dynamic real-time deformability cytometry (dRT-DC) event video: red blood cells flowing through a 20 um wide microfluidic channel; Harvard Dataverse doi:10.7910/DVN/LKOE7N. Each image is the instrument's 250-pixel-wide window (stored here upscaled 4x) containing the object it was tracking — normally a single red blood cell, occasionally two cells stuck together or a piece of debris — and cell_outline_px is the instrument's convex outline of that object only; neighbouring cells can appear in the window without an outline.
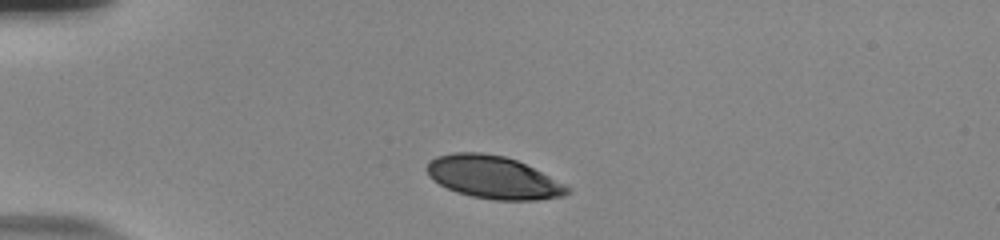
{"species": "human", "species_latin": "Homo sapiens", "temperature_condition": "room temperature", "stored_images_in_passage": 42, "camera_frame_rate_fps": 3000, "um_per_image_px": 0.085, "donor": {"sex": "male"}, "frame": {"image": 1, "passage_image": 1, "time_ms": 0.0, "image_size_px": [1000, 240], "cell_outline_px": [[572, 192], [564, 196], [536, 200], [492, 200], [472, 196], [456, 192], [432, 180], [428, 176], [424, 168], [428, 160], [436, 156], [452, 152], [480, 152], [504, 156], [516, 160], [572, 188]], "centroid_in_image_um": [41.87, 15.07], "position_along_channel_um": 43.1, "area_um2": 35.03}}
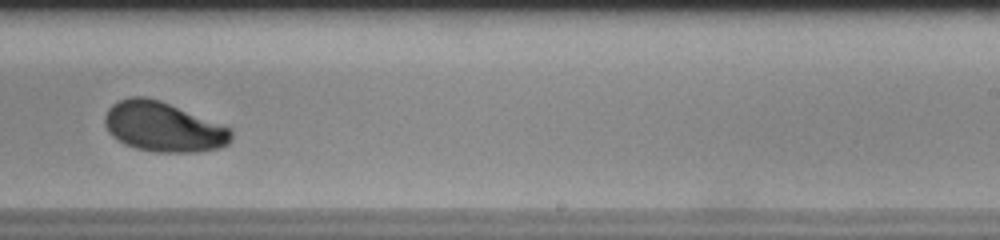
{"frame": {"image": 2, "passage_image": 23, "time_ms": 7.333, "image_size_px": [1000, 240], "cell_outline_px": [[232, 140], [228, 144], [220, 148], [196, 152], [156, 152], [136, 148], [124, 144], [112, 136], [108, 132], [104, 124], [104, 116], [108, 108], [112, 104], [120, 100], [132, 96], [144, 96], [160, 100], [232, 128]], "centroid_in_image_um": [13.88, 10.79], "position_along_channel_um": 275.1, "area_um2": 36.88}}
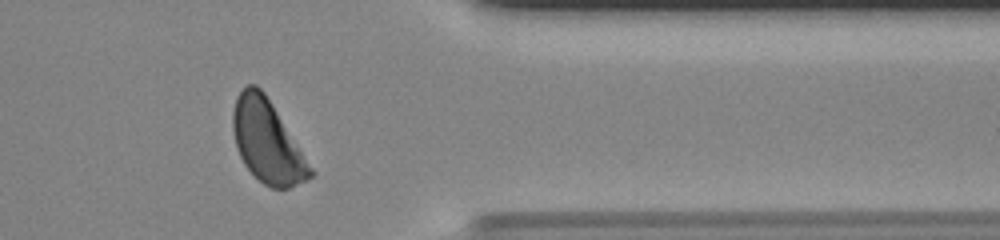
{"frame": {"image": 3, "passage_image": 33, "time_ms": 10.667, "image_size_px": [1000, 240], "cell_outline_px": [[316, 172], [312, 176], [288, 188], [272, 188], [264, 184], [244, 164], [236, 148], [232, 128], [232, 112], [236, 96], [248, 84], [256, 84], [264, 92]], "centroid_in_image_um": [22.7, 12.02], "position_along_channel_um": 388.7, "area_um2": 36.88}, "authors_computed_cell_mechanics": {"area_um2": 36.7319, "velocity_mm_per_s": 3.6967, "shape_relaxation_time_tau1_ms": 2.5983, "shape_relaxation_time_tau2_ms": null, "deformation_change_tau1": 0.1378, "deformation_change_tau2": null}}